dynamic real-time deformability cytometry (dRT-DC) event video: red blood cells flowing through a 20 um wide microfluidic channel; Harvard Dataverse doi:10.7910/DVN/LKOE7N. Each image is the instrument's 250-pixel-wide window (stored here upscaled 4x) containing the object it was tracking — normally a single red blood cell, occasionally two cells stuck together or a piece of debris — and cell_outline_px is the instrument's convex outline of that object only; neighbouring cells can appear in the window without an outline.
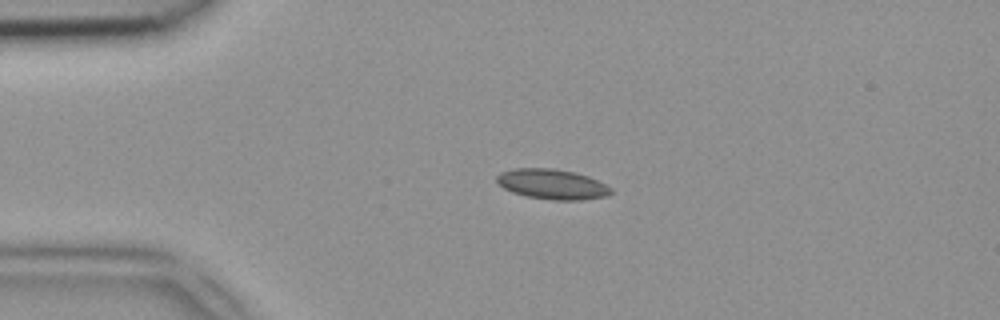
{"species": "common noctule bat (a hibernating species)", "species_latin": "Nyctalus noctula", "temperature_condition": "room temperature", "stored_images_in_passage": 41, "camera_frame_rate_fps": 3000, "um_per_image_px": 0.085, "animal": {"sex": "female", "body_mass_g": 18.4}, "frame": {"image": 1, "passage_image": 3, "time_ms": 0.667, "image_size_px": [1000, 320], "cell_outline_px": [[612, 192], [608, 196], [584, 200], [552, 200], [528, 196], [512, 192], [504, 188], [496, 180], [496, 176], [500, 172], [512, 168], [552, 168], [576, 172], [588, 176], [612, 188]], "centroid_in_image_um": [46.94, 15.65], "position_along_channel_um": 38.1, "area_um2": 20.11}}
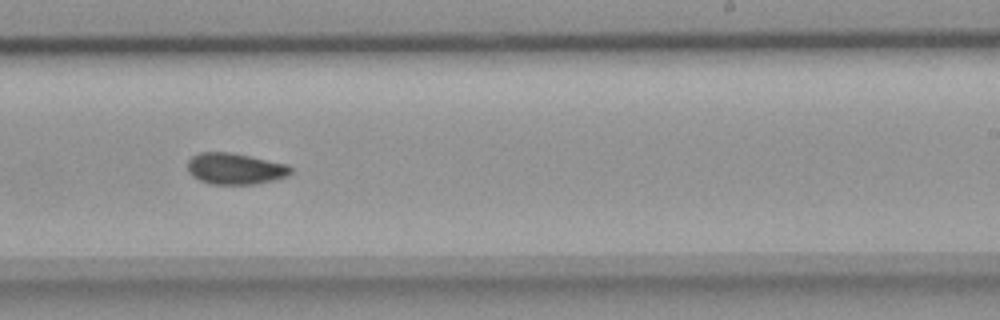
{"frame": {"image": 2, "passage_image": 22, "time_ms": 7.0, "image_size_px": [1000, 320], "cell_outline_px": [[292, 172], [288, 176], [276, 180], [256, 184], [208, 184], [192, 176], [188, 172], [188, 160], [192, 156], [200, 152], [228, 152], [288, 164], [292, 168]], "centroid_in_image_um": [19.99, 14.35], "position_along_channel_um": 269.0, "area_um2": 18.9}}
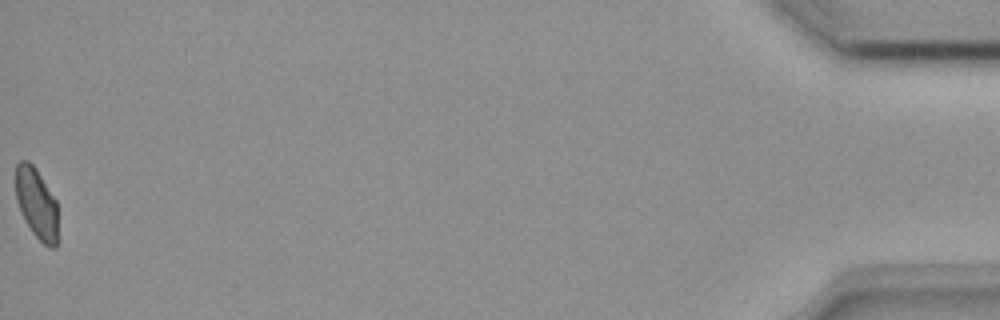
{"frame": {"image": 3, "passage_image": 41, "time_ms": 13.333, "image_size_px": [1000, 320], "cell_outline_px": [[56, 248], [48, 248], [32, 232], [20, 212], [16, 200], [16, 164], [20, 160], [28, 160], [36, 168], [56, 200]], "centroid_in_image_um": [3.08, 17.27], "position_along_channel_um": 432.1, "area_um2": 17.28}}